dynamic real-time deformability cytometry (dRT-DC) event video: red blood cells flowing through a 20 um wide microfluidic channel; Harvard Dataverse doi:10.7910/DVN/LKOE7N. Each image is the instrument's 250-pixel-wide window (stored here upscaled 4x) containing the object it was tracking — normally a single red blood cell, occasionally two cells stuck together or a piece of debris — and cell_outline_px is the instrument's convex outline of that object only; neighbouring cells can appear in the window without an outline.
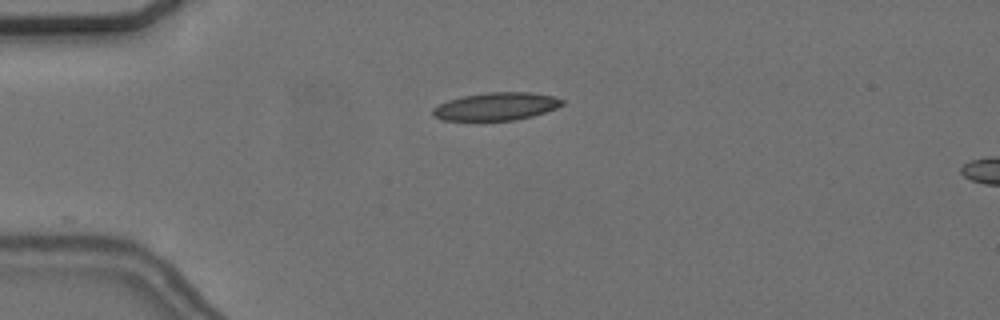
{"species": "common noctule bat (a hibernating species)", "species_latin": "Nyctalus noctula", "temperature_condition": "cold", "stored_images_in_passage": 6, "camera_frame_rate_fps": 3000, "um_per_image_px": 0.085, "animal": {"sex": "female", "body_mass_g": 24.6, "forearm_length_mm": 56.2}, "frame": {"image": 1, "passage_image": 2, "time_ms": 0.333, "image_size_px": [1000, 320], "cell_outline_px": [[564, 104], [556, 108], [532, 116], [516, 120], [440, 120], [432, 116], [432, 108], [448, 100], [464, 96], [488, 92], [528, 92], [552, 96], [564, 100]], "centroid_in_image_um": [42.15, 9.05], "position_along_channel_um": 42.8, "area_um2": 20.87}}